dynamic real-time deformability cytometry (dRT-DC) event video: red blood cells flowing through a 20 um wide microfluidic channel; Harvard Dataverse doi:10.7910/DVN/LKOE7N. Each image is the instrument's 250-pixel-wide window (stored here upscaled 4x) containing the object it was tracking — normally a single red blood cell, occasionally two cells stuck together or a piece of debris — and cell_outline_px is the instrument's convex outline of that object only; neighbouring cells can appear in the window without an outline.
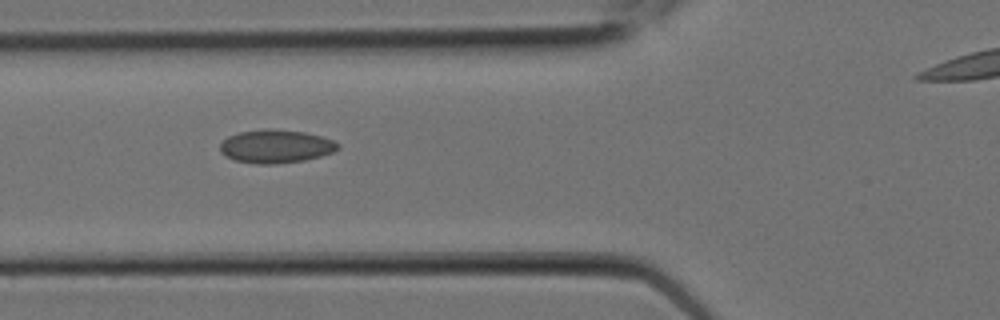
{"species": "Egyptian fruit bat (a non-hibernating species)", "species_latin": "Rousettus aegyptiacus", "temperature_condition": "room temperature", "stored_images_in_passage": 8, "camera_frame_rate_fps": 3000, "um_per_image_px": 0.085, "animal": {"sex": "female"}, "frame": {"image": 1, "passage_image": 7, "time_ms": 2.0, "image_size_px": [1000, 320], "cell_outline_px": [[340, 148], [332, 152], [320, 156], [304, 160], [276, 164], [256, 164], [236, 160], [224, 156], [220, 152], [220, 144], [228, 136], [240, 132], [264, 128], [268, 128], [304, 132], [320, 136], [332, 140], [340, 144]], "centroid_in_image_um": [23.43, 12.44], "position_along_channel_um": 102.4, "area_um2": 22.89}}
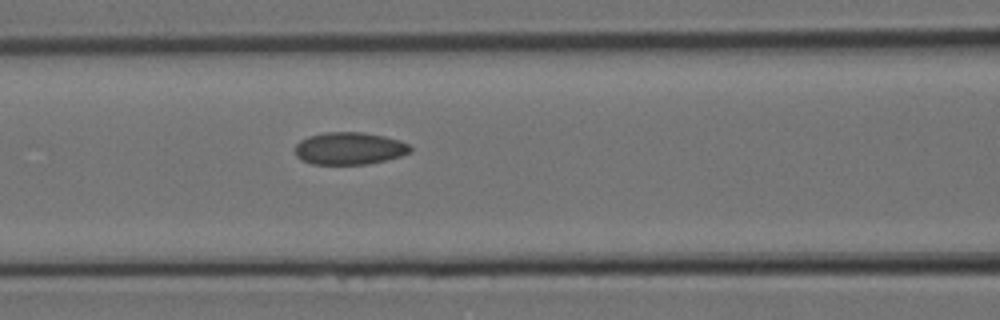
{"frame": {"image": 2, "passage_image": 8, "time_ms": 2.333, "image_size_px": [1000, 320], "cell_outline_px": [[412, 152], [400, 156], [368, 164], [312, 164], [300, 160], [296, 156], [296, 144], [300, 140], [308, 136], [324, 132], [360, 132], [384, 136], [400, 140], [408, 144], [412, 148]], "centroid_in_image_um": [29.69, 12.61], "position_along_channel_um": 136.9, "area_um2": 21.79}}